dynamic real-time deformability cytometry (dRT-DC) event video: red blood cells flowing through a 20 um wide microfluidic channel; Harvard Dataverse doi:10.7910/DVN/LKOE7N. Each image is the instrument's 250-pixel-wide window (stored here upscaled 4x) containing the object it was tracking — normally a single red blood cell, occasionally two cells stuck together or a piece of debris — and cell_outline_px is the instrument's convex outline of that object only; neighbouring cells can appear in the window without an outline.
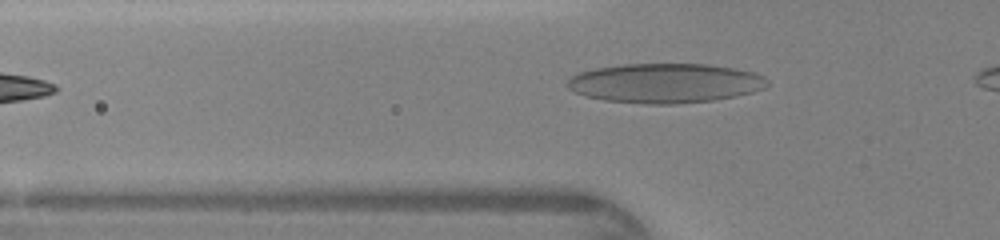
{"species": "human", "species_latin": "Homo sapiens", "temperature_condition": "warm", "stored_images_in_passage": 30, "camera_frame_rate_fps": 3000, "um_per_image_px": 0.085, "donor": {"sex": "female"}, "frame": {"image": 1, "passage_image": 4, "time_ms": 1.0, "image_size_px": [1000, 240], "cell_outline_px": [[768, 84], [764, 88], [752, 92], [736, 96], [712, 100], [676, 104], [648, 104], [604, 100], [588, 96], [576, 92], [568, 88], [568, 80], [572, 76], [580, 72], [596, 68], [624, 64], [708, 64], [732, 68], [752, 72], [764, 76], [768, 80]], "centroid_in_image_um": [56.56, 7.06], "position_along_channel_um": 69.2, "area_um2": 45.78}}
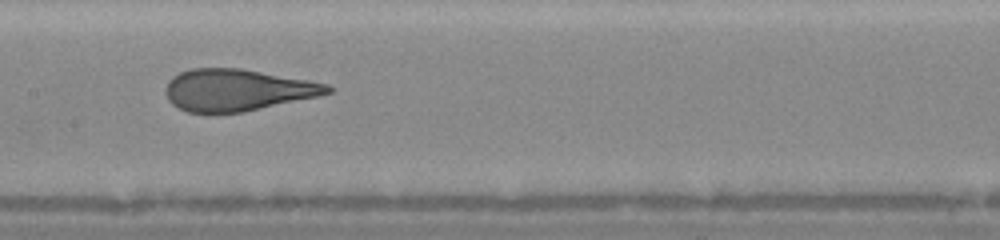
{"frame": {"image": 2, "passage_image": 12, "time_ms": 3.667, "image_size_px": [1000, 240], "cell_outline_px": [[332, 92], [316, 96], [240, 112], [188, 112], [172, 104], [168, 100], [164, 88], [168, 80], [172, 76], [180, 72], [192, 68], [240, 68], [308, 80], [328, 84], [332, 88]], "centroid_in_image_um": [20.1, 7.63], "position_along_channel_um": 187.3, "area_um2": 38.9}}
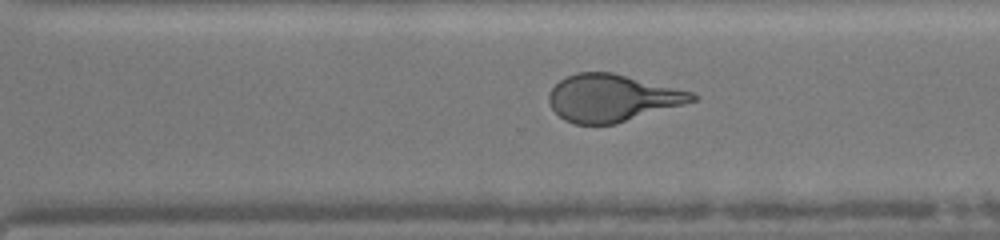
{"frame": {"image": 3, "passage_image": 21, "time_ms": 6.667, "image_size_px": [1000, 240], "cell_outline_px": [[700, 96], [696, 100], [616, 124], [576, 124], [564, 120], [552, 108], [548, 100], [548, 92], [560, 80], [576, 72], [612, 72], [692, 92]], "centroid_in_image_um": [52.0, 8.33], "position_along_channel_um": 318.6, "area_um2": 39.07}}